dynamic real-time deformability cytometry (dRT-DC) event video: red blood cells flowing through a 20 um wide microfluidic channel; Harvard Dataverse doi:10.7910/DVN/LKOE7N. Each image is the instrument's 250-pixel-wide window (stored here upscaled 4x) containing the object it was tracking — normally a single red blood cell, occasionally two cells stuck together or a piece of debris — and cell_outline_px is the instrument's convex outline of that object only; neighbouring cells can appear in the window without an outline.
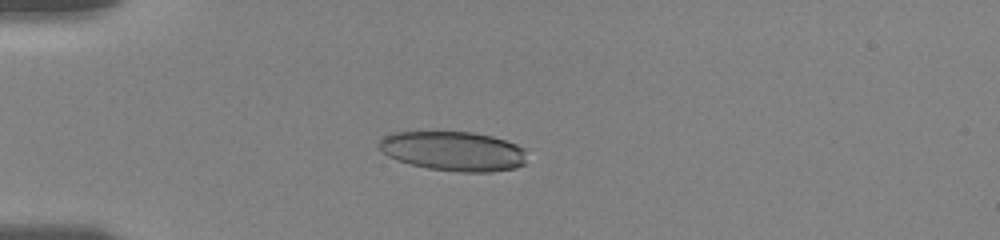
{"species": "human", "species_latin": "Homo sapiens", "temperature_condition": "room temperature", "stored_images_in_passage": 29, "camera_frame_rate_fps": 3000, "um_per_image_px": 0.085, "donor": {"sex": "female"}, "frame": {"image": 1, "passage_image": 10, "time_ms": 4.333, "image_size_px": [1000, 240], "cell_outline_px": [[524, 164], [516, 168], [492, 172], [460, 172], [428, 168], [412, 164], [388, 156], [380, 148], [380, 140], [384, 136], [396, 132], [472, 132], [492, 136], [516, 144], [524, 148]], "centroid_in_image_um": [38.57, 12.85], "position_along_channel_um": 46.4, "area_um2": 33.7}}
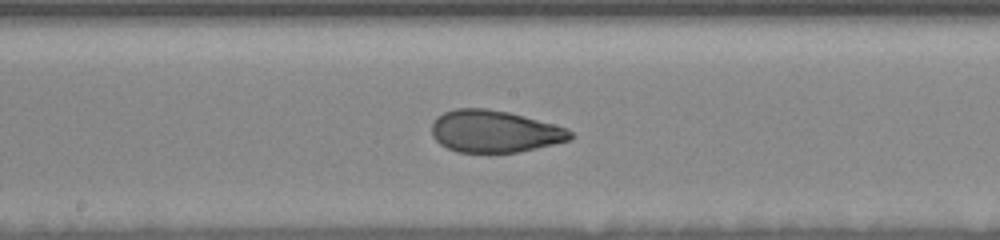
{"frame": {"image": 2, "passage_image": 21, "time_ms": 9.333, "image_size_px": [1000, 240], "cell_outline_px": [[576, 136], [572, 140], [520, 152], [460, 152], [448, 148], [440, 144], [432, 136], [432, 120], [436, 116], [444, 112], [456, 108], [488, 108], [508, 112], [568, 128]], "centroid_in_image_um": [42.05, 11.16], "position_along_channel_um": 206.2, "area_um2": 34.22}}
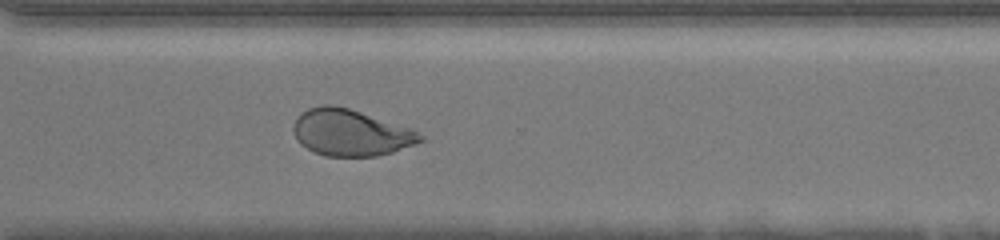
{"frame": {"image": 3, "passage_image": 29, "time_ms": 13.0, "image_size_px": [1000, 240], "cell_outline_px": [[424, 140], [416, 144], [392, 152], [376, 156], [324, 156], [312, 152], [300, 144], [296, 140], [292, 128], [296, 116], [300, 112], [308, 108], [324, 104], [332, 104], [348, 108], [412, 128], [424, 136]], "centroid_in_image_um": [29.77, 11.27], "position_along_channel_um": 340.8, "area_um2": 34.74}}